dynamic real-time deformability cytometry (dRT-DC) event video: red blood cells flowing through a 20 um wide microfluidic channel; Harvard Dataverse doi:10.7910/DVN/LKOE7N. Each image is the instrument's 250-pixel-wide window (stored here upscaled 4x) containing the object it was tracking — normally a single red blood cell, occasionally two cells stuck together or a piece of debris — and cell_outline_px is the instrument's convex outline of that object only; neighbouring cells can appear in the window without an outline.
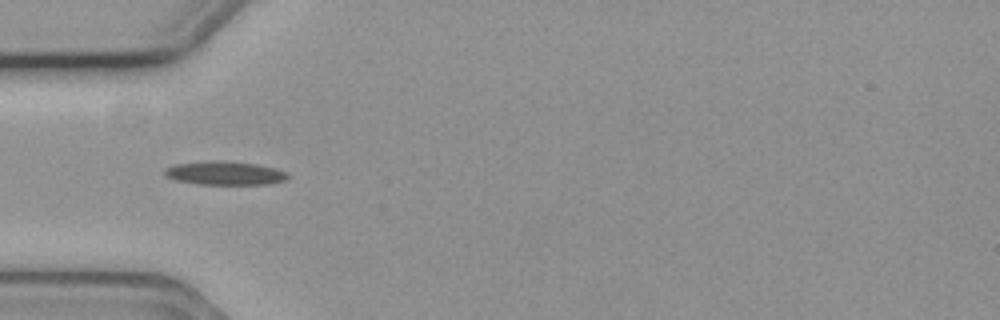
{"species": "common noctule bat (a hibernating species)", "species_latin": "Nyctalus noctula", "temperature_condition": "cold", "stored_images_in_passage": 10, "camera_frame_rate_fps": 3000, "um_per_image_px": 0.085, "animal": {"sex": "female", "body_mass_g": 19.3, "forearm_length_mm": 54.1}, "frame": {"image": 1, "passage_image": 4, "time_ms": 1.0, "image_size_px": [1000, 320], "cell_outline_px": [[288, 176], [284, 180], [268, 184], [200, 184], [176, 180], [164, 176], [164, 168], [176, 164], [212, 160], [256, 164], [276, 168], [288, 172]], "centroid_in_image_um": [19.09, 14.71], "position_along_channel_um": 65.9, "area_um2": 16.82}}
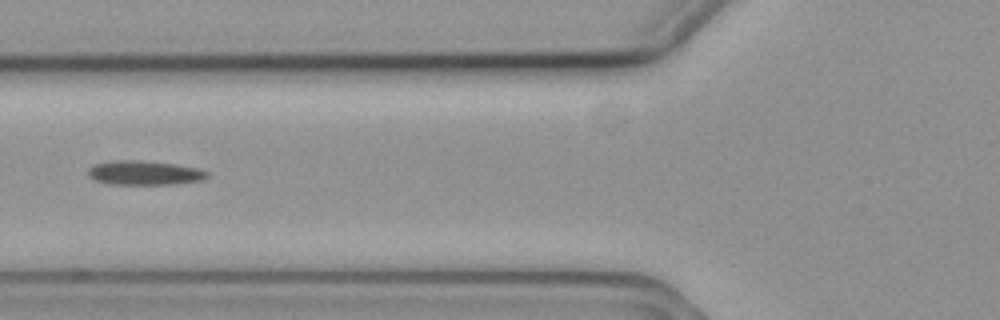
{"frame": {"image": 2, "passage_image": 5, "time_ms": 1.333, "image_size_px": [1000, 320], "cell_outline_px": [[208, 176], [200, 180], [172, 184], [108, 184], [96, 180], [88, 176], [88, 168], [92, 164], [108, 160], [136, 160], [176, 164], [196, 168], [208, 172]], "centroid_in_image_um": [12.19, 14.68], "position_along_channel_um": 113.6, "area_um2": 16.82}}
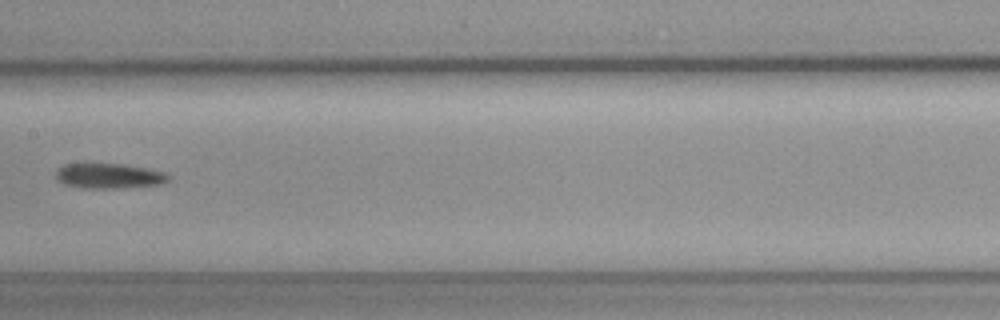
{"frame": {"image": 3, "passage_image": 7, "time_ms": 2.0, "image_size_px": [1000, 320], "cell_outline_px": [[172, 176], [168, 180], [160, 184], [116, 188], [80, 188], [64, 184], [56, 176], [56, 168], [64, 164], [120, 164], [144, 168], [164, 172]], "centroid_in_image_um": [9.24, 14.95], "position_along_channel_um": 198.2, "area_um2": 16.24}}